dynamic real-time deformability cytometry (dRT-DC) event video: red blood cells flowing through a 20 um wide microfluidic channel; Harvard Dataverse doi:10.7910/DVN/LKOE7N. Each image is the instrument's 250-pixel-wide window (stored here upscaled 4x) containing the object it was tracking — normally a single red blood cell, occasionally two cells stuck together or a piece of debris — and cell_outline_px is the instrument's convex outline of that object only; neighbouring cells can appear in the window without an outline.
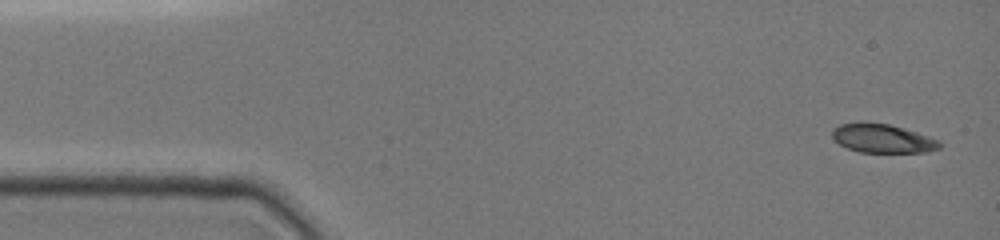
{"species": "common noctule bat (a hibernating species)", "species_latin": "Nyctalus noctula", "temperature_condition": "cold", "stored_images_in_passage": 10, "camera_frame_rate_fps": 3000, "um_per_image_px": 0.085, "animal": {"sex": "female", "body_mass_g": 19.0, "forearm_length_mm": 51.5}, "frame": {"image": 1, "passage_image": 1, "time_ms": 0.0, "image_size_px": [1000, 240], "cell_outline_px": [[944, 144], [940, 148], [928, 152], [860, 152], [848, 148], [840, 144], [832, 136], [832, 128], [840, 124], [856, 120], [864, 120], [888, 124], [916, 132], [940, 140]], "centroid_in_image_um": [75.0, 11.74], "position_along_channel_um": 10.0, "area_um2": 18.38}}
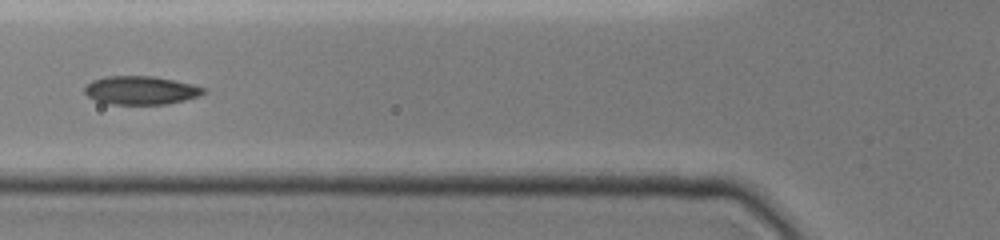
{"frame": {"image": 2, "passage_image": 6, "time_ms": 5.333, "image_size_px": [1000, 240], "cell_outline_px": [[208, 92], [200, 96], [168, 104], [112, 104], [96, 100], [88, 96], [84, 92], [84, 88], [92, 80], [104, 76], [152, 76], [192, 84], [208, 88]], "centroid_in_image_um": [12.01, 7.67], "position_along_channel_um": 113.8, "area_um2": 19.77}}
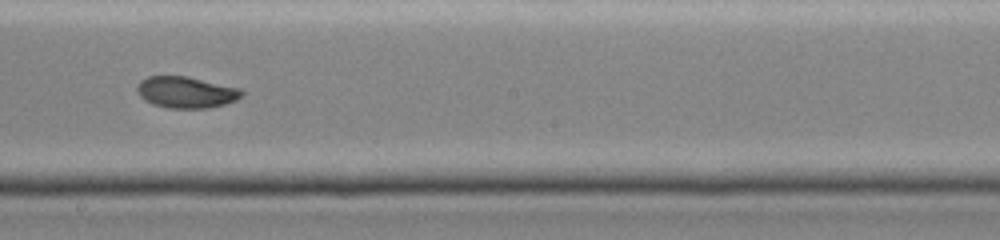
{"frame": {"image": 3, "passage_image": 9, "time_ms": 8.333, "image_size_px": [1000, 240], "cell_outline_px": [[244, 92], [236, 100], [224, 104], [208, 108], [168, 108], [152, 104], [144, 100], [140, 96], [136, 88], [136, 84], [140, 80], [148, 76], [188, 76], [240, 88]], "centroid_in_image_um": [15.78, 7.83], "position_along_channel_um": 232.4, "area_um2": 19.25}}